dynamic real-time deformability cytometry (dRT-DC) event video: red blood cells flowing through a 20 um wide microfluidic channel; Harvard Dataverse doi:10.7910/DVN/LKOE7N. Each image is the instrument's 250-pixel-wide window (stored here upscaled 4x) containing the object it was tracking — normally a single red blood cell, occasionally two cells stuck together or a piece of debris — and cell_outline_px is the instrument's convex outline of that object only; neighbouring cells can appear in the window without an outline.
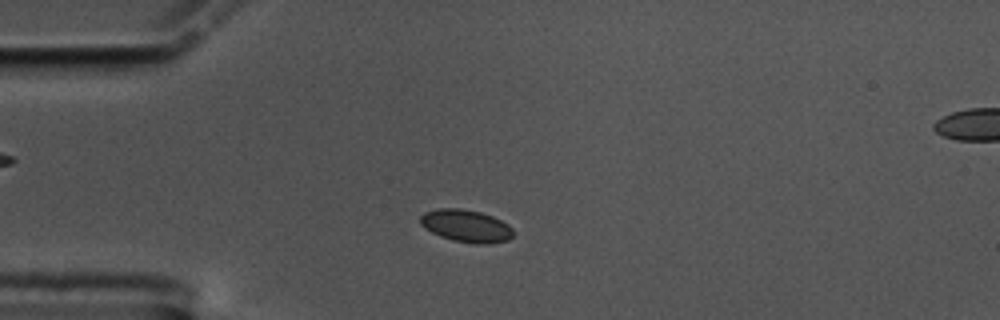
{"species": "common noctule bat (a hibernating species)", "species_latin": "Nyctalus noctula", "temperature_condition": "cold", "stored_images_in_passage": 50, "camera_frame_rate_fps": 3000, "um_per_image_px": 0.085, "animal": {"sex": "male", "body_mass_g": 17.5, "forearm_length_mm": 52.3}, "frame": {"image": 1, "passage_image": 6, "time_ms": 1.667, "image_size_px": [1000, 320], "cell_outline_px": [[512, 236], [508, 240], [488, 244], [476, 244], [452, 240], [440, 236], [424, 228], [420, 224], [420, 216], [424, 212], [436, 208], [460, 208], [480, 212], [492, 216], [508, 224], [512, 228]], "centroid_in_image_um": [39.59, 19.2], "position_along_channel_um": 45.4, "area_um2": 17.63}}
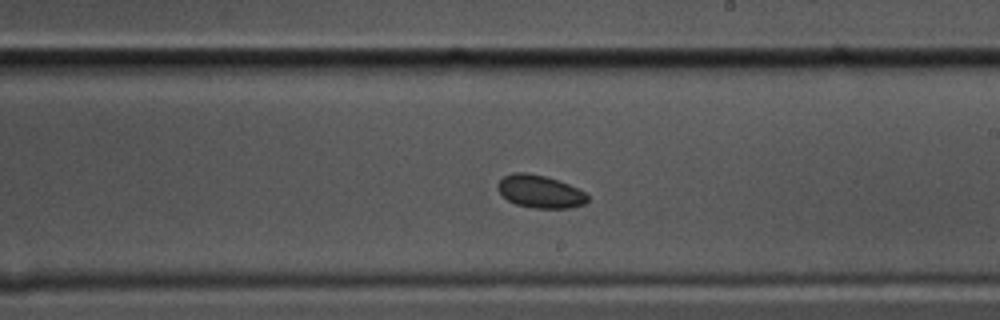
{"frame": {"image": 2, "passage_image": 25, "time_ms": 8.0, "image_size_px": [1000, 320], "cell_outline_px": [[588, 200], [584, 204], [572, 208], [532, 208], [516, 204], [508, 200], [496, 188], [496, 184], [504, 176], [512, 172], [524, 172], [544, 176], [568, 184], [584, 192], [588, 196]], "centroid_in_image_um": [45.88, 16.29], "position_along_channel_um": 243.1, "area_um2": 17.05}}
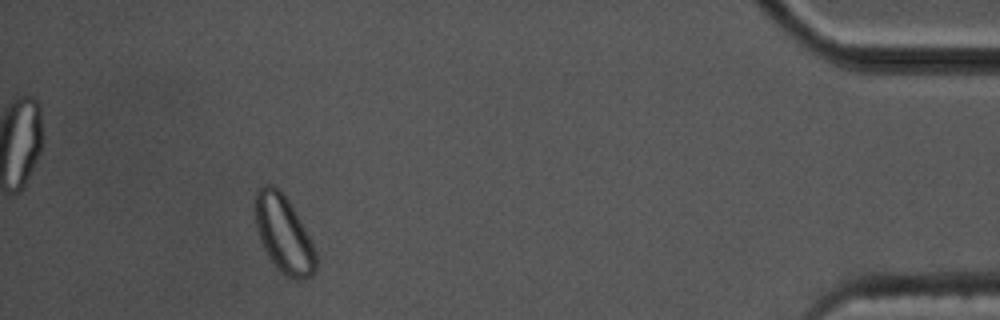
{"frame": {"image": 3, "passage_image": 45, "time_ms": 14.667, "image_size_px": [1000, 320], "cell_outline_px": [[316, 272], [312, 276], [296, 280], [288, 276], [276, 268], [264, 248], [260, 240], [256, 228], [252, 204], [256, 192], [264, 184], [272, 184], [288, 200], [304, 228], [316, 252]], "centroid_in_image_um": [24.07, 19.89], "position_along_channel_um": 411.1, "area_um2": 27.17}, "authors_computed_cell_mechanics": {"area_um2": 17.34, "velocity_mm_per_s": 3.4083, "shape_relaxation_time_tau1_ms": null, "shape_relaxation_time_tau2_ms": 4.5851, "deformation_change_tau1": null, "deformation_change_tau2": 0.0464}}